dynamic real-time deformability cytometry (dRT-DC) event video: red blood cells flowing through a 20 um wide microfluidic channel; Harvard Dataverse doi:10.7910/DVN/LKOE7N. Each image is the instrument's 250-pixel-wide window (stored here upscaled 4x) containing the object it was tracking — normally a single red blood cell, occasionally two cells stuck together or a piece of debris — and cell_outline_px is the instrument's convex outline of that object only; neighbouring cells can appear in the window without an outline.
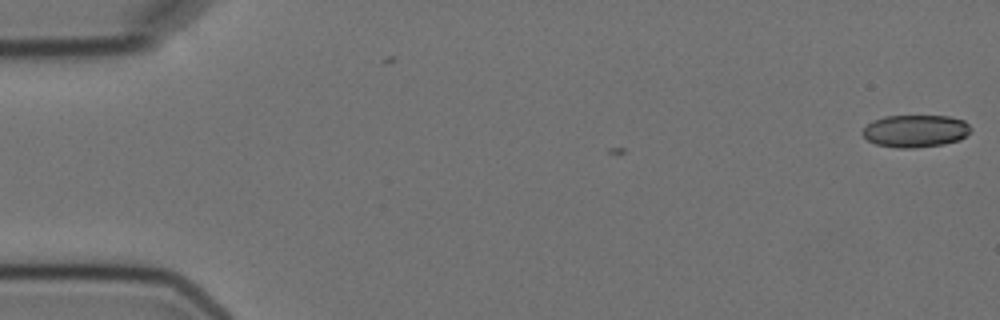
{"species": "Egyptian fruit bat (a non-hibernating species)", "species_latin": "Rousettus aegyptiacus", "temperature_condition": "cold", "stored_images_in_passage": 2, "camera_frame_rate_fps": 3000, "um_per_image_px": 0.085, "animal": {"sex": "female"}, "frame": {"image": 1, "passage_image": 2, "time_ms": 1.0, "image_size_px": [1000, 320], "cell_outline_px": [[972, 128], [960, 140], [944, 144], [916, 148], [896, 148], [876, 144], [868, 140], [860, 132], [872, 120], [884, 116], [948, 116], [964, 120]], "centroid_in_image_um": [77.79, 11.14], "position_along_channel_um": 7.2, "area_um2": 20.52}}